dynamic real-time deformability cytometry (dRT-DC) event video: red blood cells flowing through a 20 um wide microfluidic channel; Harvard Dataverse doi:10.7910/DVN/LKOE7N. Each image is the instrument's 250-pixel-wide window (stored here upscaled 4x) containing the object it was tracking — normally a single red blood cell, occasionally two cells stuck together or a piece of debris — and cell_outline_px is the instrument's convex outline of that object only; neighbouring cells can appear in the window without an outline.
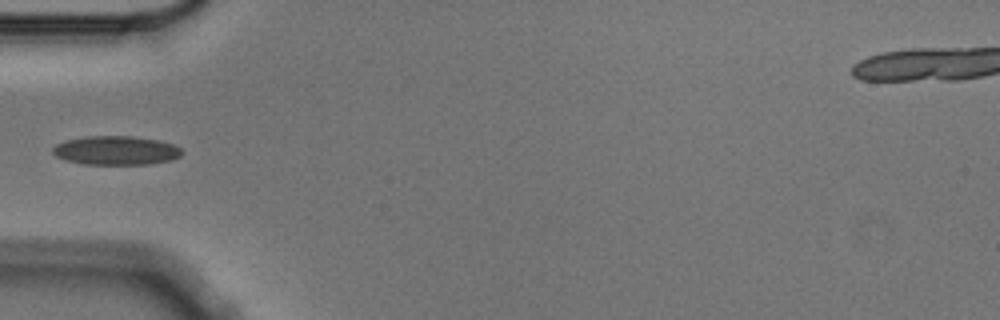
{"species": "Egyptian fruit bat (a non-hibernating species)", "species_latin": "Rousettus aegyptiacus", "temperature_condition": "cold", "stored_images_in_passage": 8, "camera_frame_rate_fps": 3000, "um_per_image_px": 0.085, "animal": {"sex": "male"}, "frame": {"image": 1, "passage_image": 6, "time_ms": 1.667, "image_size_px": [1000, 320], "cell_outline_px": [[184, 152], [180, 156], [172, 160], [148, 164], [84, 164], [68, 160], [56, 156], [52, 152], [52, 148], [56, 144], [64, 140], [88, 136], [132, 136], [160, 140], [172, 144], [180, 148]], "centroid_in_image_um": [9.87, 12.78], "position_along_channel_um": 75.1, "area_um2": 21.79}}
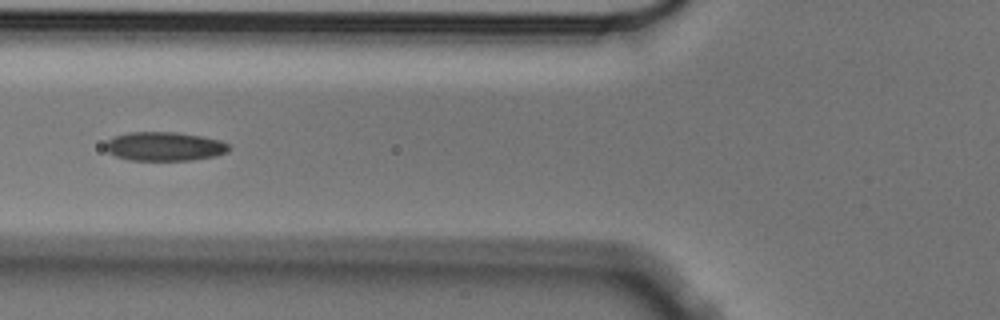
{"frame": {"image": 2, "passage_image": 7, "time_ms": 2.0, "image_size_px": [1000, 320], "cell_outline_px": [[232, 148], [228, 152], [216, 156], [192, 160], [128, 160], [116, 156], [108, 152], [104, 148], [104, 144], [112, 136], [128, 132], [176, 132], [200, 136], [220, 140], [228, 144]], "centroid_in_image_um": [13.96, 12.44], "position_along_channel_um": 111.8, "area_um2": 21.04}}
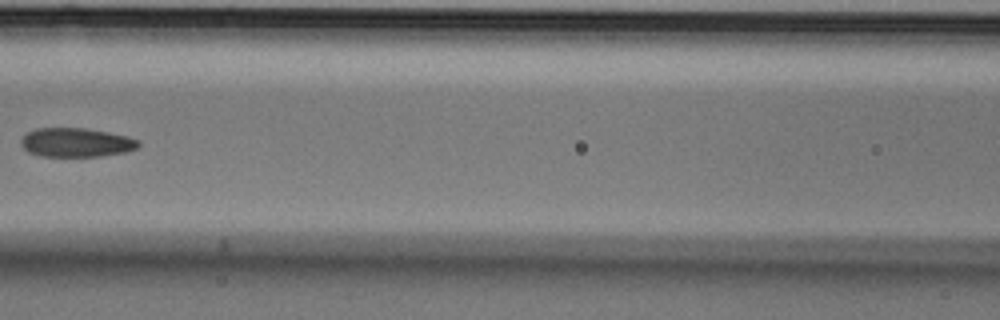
{"frame": {"image": 3, "passage_image": 8, "time_ms": 2.333, "image_size_px": [1000, 320], "cell_outline_px": [[140, 144], [136, 148], [124, 152], [100, 156], [40, 156], [28, 152], [20, 144], [20, 140], [28, 132], [36, 128], [84, 128], [108, 132], [128, 136], [140, 140]], "centroid_in_image_um": [6.47, 12.11], "position_along_channel_um": 160.1, "area_um2": 19.83}}